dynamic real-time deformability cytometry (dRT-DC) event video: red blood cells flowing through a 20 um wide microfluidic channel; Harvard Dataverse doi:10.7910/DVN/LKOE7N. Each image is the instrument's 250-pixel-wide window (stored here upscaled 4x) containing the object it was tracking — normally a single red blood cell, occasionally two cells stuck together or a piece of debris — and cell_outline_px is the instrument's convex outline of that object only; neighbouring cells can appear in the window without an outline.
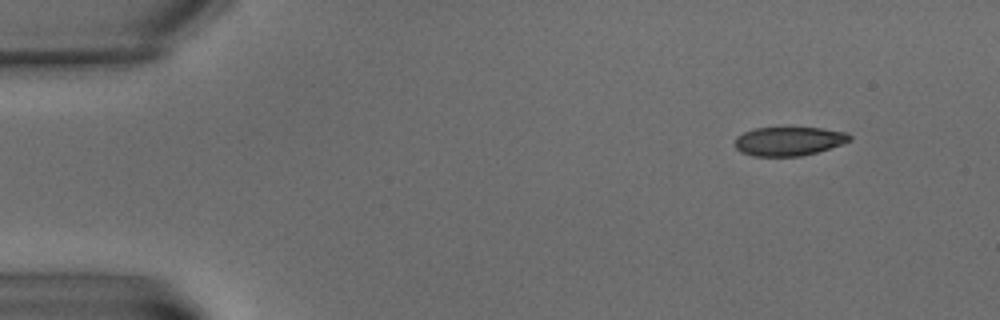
{"species": "common noctule bat (a hibernating species)", "species_latin": "Nyctalus noctula", "temperature_condition": "warm", "stored_images_in_passage": 4, "camera_frame_rate_fps": 3000, "um_per_image_px": 0.085, "animal": {"sex": "male", "body_mass_g": 15.6}, "frame": {"image": 1, "passage_image": 1, "time_ms": 0.0, "image_size_px": [1000, 320], "cell_outline_px": [[852, 140], [816, 152], [800, 156], [752, 156], [740, 152], [732, 144], [736, 136], [744, 132], [756, 128], [820, 128], [848, 132], [852, 136]], "centroid_in_image_um": [67.01, 12.0], "position_along_channel_um": 18.0, "area_um2": 19.36}}
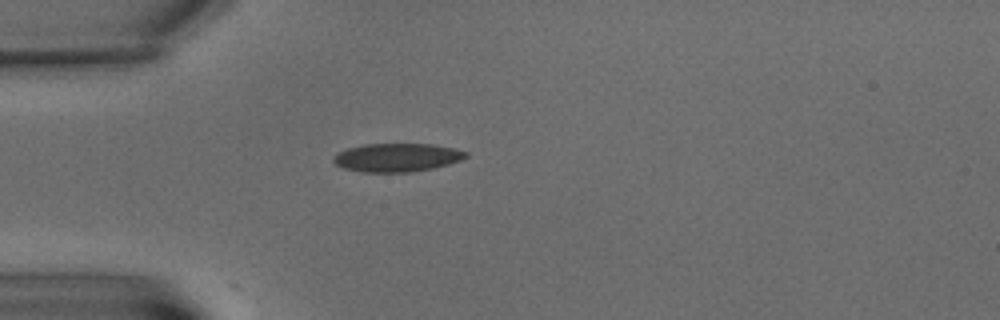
{"frame": {"image": 2, "passage_image": 4, "time_ms": 4.333, "image_size_px": [1000, 320], "cell_outline_px": [[468, 156], [460, 160], [448, 164], [432, 168], [412, 172], [364, 172], [344, 168], [336, 164], [332, 160], [332, 156], [336, 152], [348, 148], [364, 144], [432, 144], [452, 148], [468, 152]], "centroid_in_image_um": [33.71, 13.38], "position_along_channel_um": 51.3, "area_um2": 21.91}}